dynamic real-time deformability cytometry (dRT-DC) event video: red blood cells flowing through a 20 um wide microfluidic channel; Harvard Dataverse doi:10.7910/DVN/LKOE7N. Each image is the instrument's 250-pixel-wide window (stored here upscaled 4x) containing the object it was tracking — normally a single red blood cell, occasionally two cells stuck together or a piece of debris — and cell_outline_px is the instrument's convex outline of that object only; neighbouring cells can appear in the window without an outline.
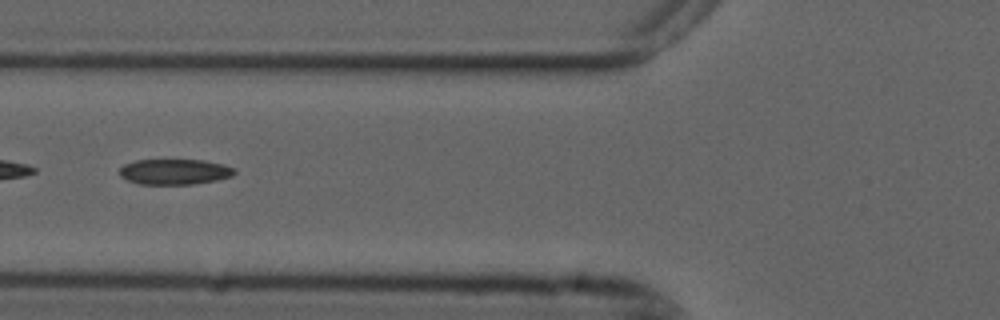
{"species": "common noctule bat (a hibernating species)", "species_latin": "Nyctalus noctula", "temperature_condition": "cold", "stored_images_in_passage": 43, "camera_frame_rate_fps": 3000, "um_per_image_px": 0.085, "animal": {"sex": "male", "forearm_length_mm": 52.5}, "frame": {"image": 1, "passage_image": 10, "time_ms": 3.0, "image_size_px": [1000, 320], "cell_outline_px": [[236, 172], [232, 176], [216, 180], [192, 184], [140, 184], [128, 180], [120, 176], [120, 168], [124, 164], [136, 160], [204, 160], [224, 164], [236, 168]], "centroid_in_image_um": [14.87, 14.59], "position_along_channel_um": 110.9, "area_um2": 17.11}}
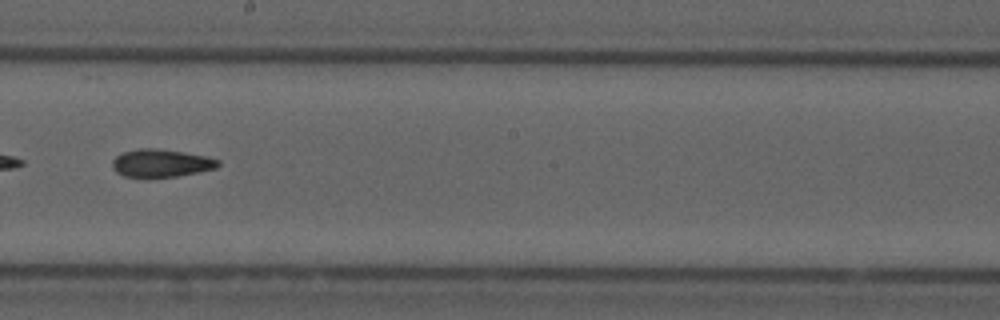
{"frame": {"image": 2, "passage_image": 20, "time_ms": 6.333, "image_size_px": [1000, 320], "cell_outline_px": [[220, 164], [216, 168], [176, 176], [124, 176], [116, 172], [112, 164], [112, 160], [116, 156], [124, 152], [140, 148], [156, 148], [184, 152], [208, 156], [220, 160]], "centroid_in_image_um": [13.72, 13.84], "position_along_channel_um": 234.5, "area_um2": 16.88}}
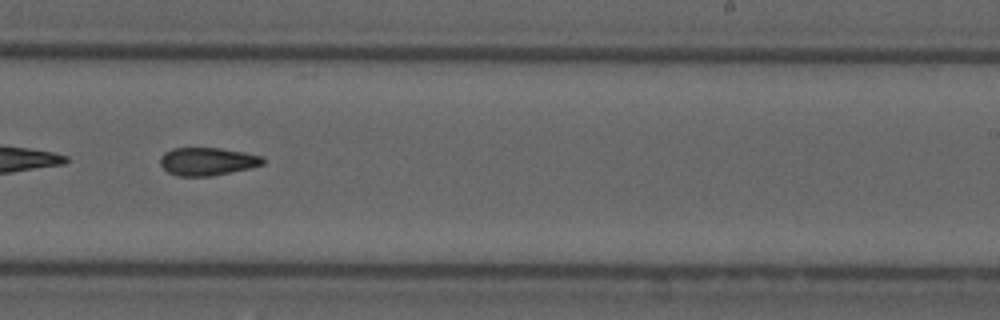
{"frame": {"image": 3, "passage_image": 23, "time_ms": 7.333, "image_size_px": [1000, 320], "cell_outline_px": [[264, 164], [248, 168], [212, 176], [176, 176], [168, 172], [160, 164], [160, 156], [164, 152], [172, 148], [220, 148], [244, 152], [264, 156]], "centroid_in_image_um": [17.61, 13.71], "position_along_channel_um": 271.4, "area_um2": 16.76}, "authors_computed_cell_mechanics": {"area_um2": 17.1088, "velocity_mm_per_s": 3.703, "shape_relaxation_time_tau1_ms": null, "shape_relaxation_time_tau2_ms": 6.4855, "deformation_change_tau1": null, "deformation_change_tau2": 0.1435}}